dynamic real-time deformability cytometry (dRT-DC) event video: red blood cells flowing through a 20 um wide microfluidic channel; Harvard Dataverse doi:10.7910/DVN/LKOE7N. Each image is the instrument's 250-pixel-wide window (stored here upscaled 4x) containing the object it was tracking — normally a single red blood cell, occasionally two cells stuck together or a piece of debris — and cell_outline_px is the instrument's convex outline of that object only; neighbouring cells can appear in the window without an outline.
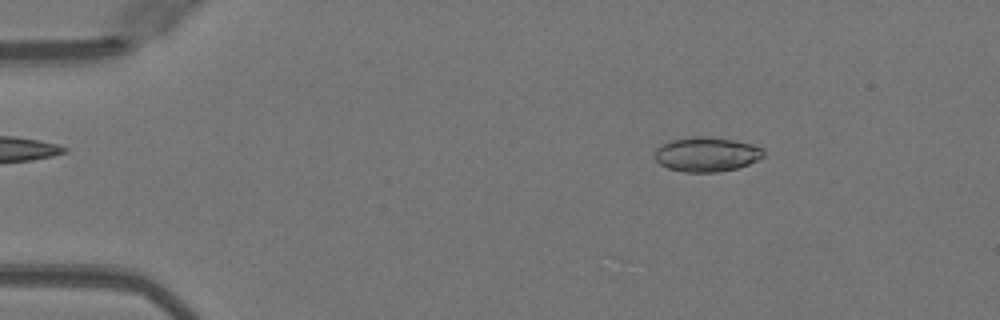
{"species": "Egyptian fruit bat (a non-hibernating species)", "species_latin": "Rousettus aegyptiacus", "temperature_condition": "warm", "stored_images_in_passage": 27, "camera_frame_rate_fps": 3000, "um_per_image_px": 0.085, "animal": {"sex": "female"}, "frame": {"image": 1, "passage_image": 7, "time_ms": 2.0, "image_size_px": [1000, 320], "cell_outline_px": [[764, 156], [748, 164], [736, 168], [716, 172], [684, 172], [668, 168], [660, 164], [652, 156], [656, 148], [672, 140], [692, 136], [708, 136], [736, 140], [752, 144], [764, 148]], "centroid_in_image_um": [60.05, 13.11], "position_along_channel_um": 24.9, "area_um2": 22.02}}
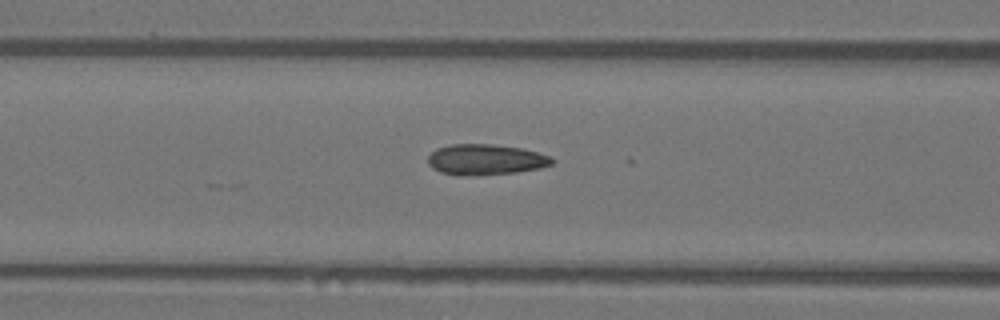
{"frame": {"image": 2, "passage_image": 20, "time_ms": 6.333, "image_size_px": [1000, 320], "cell_outline_px": [[556, 160], [552, 164], [540, 168], [516, 172], [472, 176], [440, 172], [432, 168], [428, 164], [428, 156], [436, 148], [452, 144], [492, 144], [520, 148], [552, 156]], "centroid_in_image_um": [41.29, 13.56], "position_along_channel_um": 125.3, "area_um2": 22.2}}
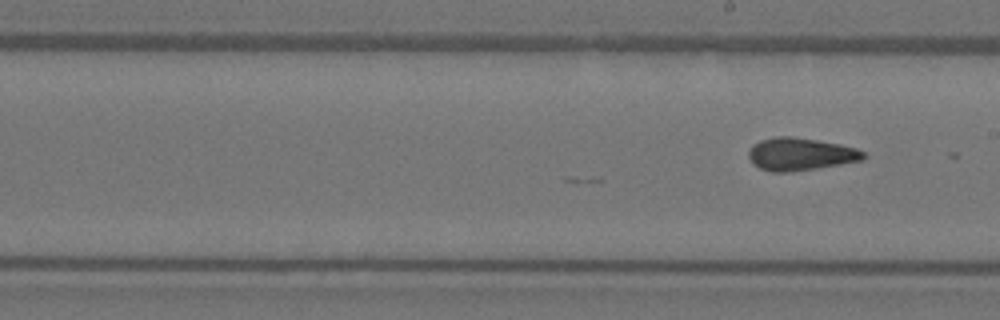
{"frame": {"image": 3, "passage_image": 27, "time_ms": 8.667, "image_size_px": [1000, 320], "cell_outline_px": [[868, 156], [860, 160], [840, 164], [792, 172], [772, 172], [760, 168], [752, 164], [748, 156], [748, 152], [752, 144], [760, 140], [776, 136], [792, 136], [840, 144], [856, 148], [864, 152]], "centroid_in_image_um": [67.99, 13.1], "position_along_channel_um": 221.0, "area_um2": 21.91}}